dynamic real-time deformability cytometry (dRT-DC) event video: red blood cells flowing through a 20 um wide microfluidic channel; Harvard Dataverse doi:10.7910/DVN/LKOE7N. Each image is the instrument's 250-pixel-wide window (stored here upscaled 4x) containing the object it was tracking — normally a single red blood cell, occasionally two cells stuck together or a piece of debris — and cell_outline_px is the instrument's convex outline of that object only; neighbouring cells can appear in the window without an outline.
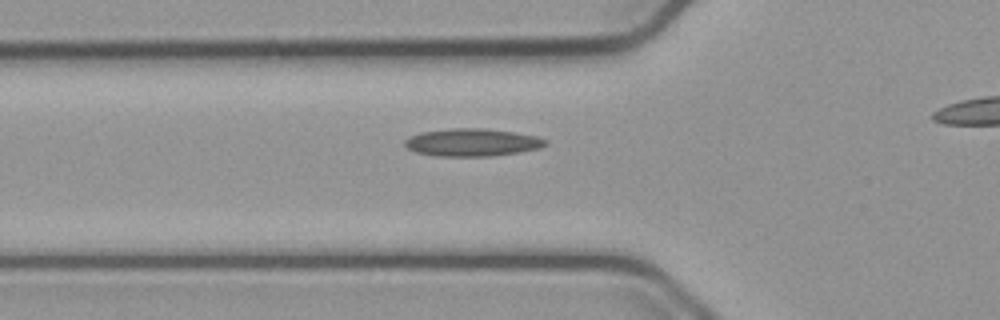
{"species": "common noctule bat (a hibernating species)", "species_latin": "Nyctalus noctula", "temperature_condition": "cold", "stored_images_in_passage": 30, "camera_frame_rate_fps": 3000, "um_per_image_px": 0.085, "animal": {"sex": "male", "body_mass_g": 23.1, "forearm_length_mm": 52.7}, "frame": {"image": 1, "passage_image": 2, "time_ms": 0.333, "image_size_px": [1000, 320], "cell_outline_px": [[548, 144], [540, 148], [492, 156], [436, 156], [416, 152], [408, 148], [404, 144], [404, 140], [420, 132], [448, 128], [484, 128], [512, 132], [536, 136], [548, 140]], "centroid_in_image_um": [40.13, 12.1], "position_along_channel_um": 85.7, "area_um2": 22.6}}
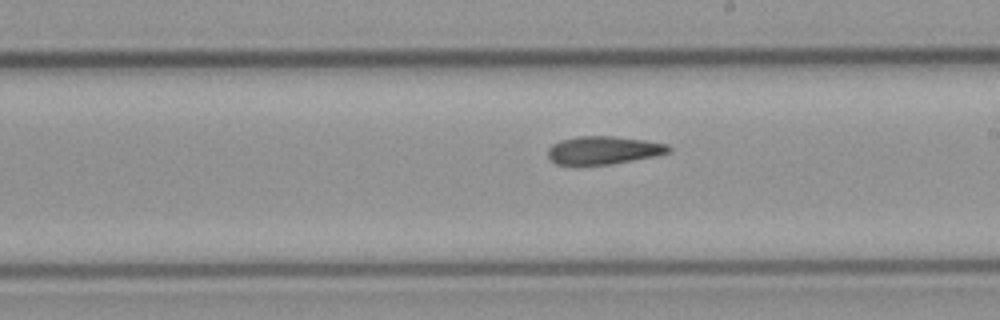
{"frame": {"image": 2, "passage_image": 14, "time_ms": 4.333, "image_size_px": [1000, 320], "cell_outline_px": [[672, 148], [668, 152], [652, 156], [632, 160], [608, 164], [576, 168], [556, 164], [548, 156], [548, 148], [552, 144], [560, 140], [576, 136], [616, 136], [644, 140], [668, 144]], "centroid_in_image_um": [51.2, 12.79], "position_along_channel_um": 237.8, "area_um2": 20.23}}
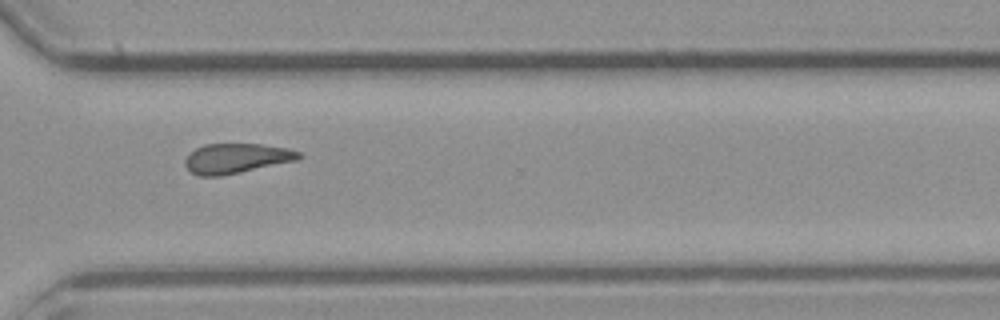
{"frame": {"image": 3, "passage_image": 23, "time_ms": 7.333, "image_size_px": [1000, 320], "cell_outline_px": [[304, 156], [300, 160], [220, 176], [200, 176], [192, 172], [184, 164], [184, 160], [196, 148], [204, 144], [260, 144], [288, 148], [300, 152]], "centroid_in_image_um": [20.15, 13.46], "position_along_channel_um": 350.5, "area_um2": 19.83}}